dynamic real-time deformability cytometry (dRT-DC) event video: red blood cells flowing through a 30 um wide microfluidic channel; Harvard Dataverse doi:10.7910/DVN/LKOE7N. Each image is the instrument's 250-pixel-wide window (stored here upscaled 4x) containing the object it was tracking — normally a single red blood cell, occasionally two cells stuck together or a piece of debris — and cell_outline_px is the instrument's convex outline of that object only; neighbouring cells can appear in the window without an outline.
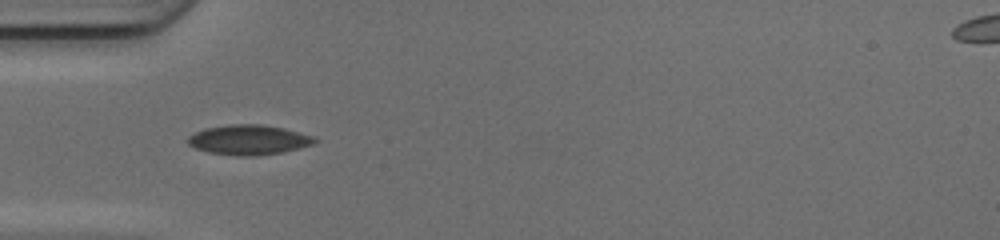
{"species": "common noctule bat (a hibernating species)", "species_latin": "Nyctalus noctula", "temperature_condition": "cold", "stored_images_in_passage": 34, "camera_frame_rate_fps": 3000, "um_per_image_px": 0.085, "animal": {"sex": "female", "body_mass_g": 17.0, "forearm_length_mm": 48.0}, "frame": {"image": 1, "passage_image": 1, "time_ms": 0.0, "image_size_px": [1000, 240], "cell_outline_px": [[316, 140], [312, 144], [284, 152], [256, 156], [236, 156], [208, 152], [196, 148], [188, 144], [184, 140], [188, 136], [204, 128], [228, 124], [260, 124], [284, 128], [312, 136]], "centroid_in_image_um": [21.08, 11.88], "position_along_channel_um": 63.9, "area_um2": 22.14}}
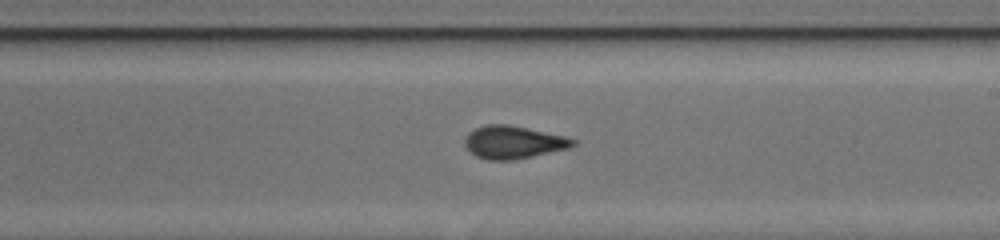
{"frame": {"image": 2, "passage_image": 14, "time_ms": 4.333, "image_size_px": [1000, 240], "cell_outline_px": [[576, 144], [568, 148], [532, 156], [512, 160], [488, 160], [476, 156], [468, 152], [464, 148], [464, 140], [468, 132], [476, 128], [488, 124], [508, 124], [568, 136], [576, 140]], "centroid_in_image_um": [43.61, 12.08], "position_along_channel_um": 245.4, "area_um2": 20.87}}
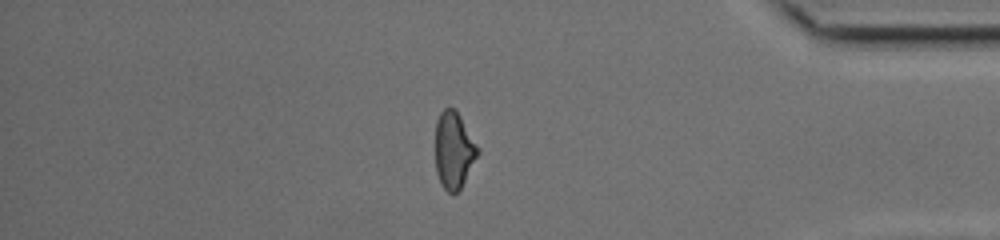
{"frame": {"image": 3, "passage_image": 27, "time_ms": 8.667, "image_size_px": [1000, 240], "cell_outline_px": [[480, 152], [460, 188], [452, 196], [440, 184], [436, 172], [436, 120], [440, 112], [444, 108], [456, 108], [480, 148]], "centroid_in_image_um": [38.58, 12.75], "position_along_channel_um": 396.6, "area_um2": 19.19}, "authors_computed_cell_mechanics": {"area_um2": 20.1144, "velocity_mm_per_s": 4.2093, "shape_relaxation_time_tau1_ms": 5.3359, "shape_relaxation_time_tau2_ms": 1.3576, "deformation_change_tau1": 0.1646, "deformation_change_tau2": 0.0587}}